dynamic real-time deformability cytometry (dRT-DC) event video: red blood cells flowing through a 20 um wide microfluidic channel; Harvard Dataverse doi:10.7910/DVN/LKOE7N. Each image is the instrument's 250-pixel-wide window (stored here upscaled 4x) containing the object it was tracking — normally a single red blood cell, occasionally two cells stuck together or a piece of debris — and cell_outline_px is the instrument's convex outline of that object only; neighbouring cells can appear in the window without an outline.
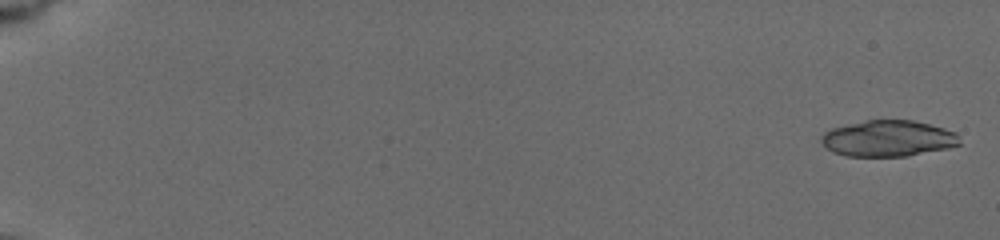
{"species": "common noctule bat (a hibernating species)", "species_latin": "Nyctalus noctula", "temperature_condition": "cold", "stored_images_in_passage": 23, "camera_frame_rate_fps": 3000, "um_per_image_px": 0.085, "animal": {"sex": "female", "body_mass_g": 19.5, "forearm_length_mm": 54.1}, "frame": {"image": 1, "passage_image": 2, "time_ms": 0.333, "image_size_px": [1000, 240], "cell_outline_px": [[960, 144], [948, 148], [908, 156], [848, 156], [832, 152], [820, 140], [820, 136], [824, 132], [832, 128], [848, 124], [868, 120], [912, 120], [944, 128], [956, 132], [960, 140]], "centroid_in_image_um": [75.49, 11.77], "position_along_channel_um": 9.5, "area_um2": 29.07}}
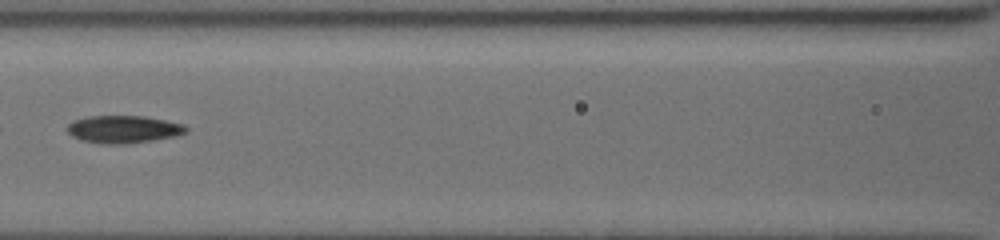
{"frame": {"image": 2, "passage_image": 22, "time_ms": 9.667, "image_size_px": [1000, 240], "cell_outline_px": [[188, 128], [184, 132], [172, 136], [152, 140], [128, 144], [100, 144], [84, 140], [72, 136], [68, 132], [68, 124], [72, 120], [84, 116], [144, 116], [184, 124]], "centroid_in_image_um": [10.44, 10.98], "position_along_channel_um": 156.2, "area_um2": 18.96}}